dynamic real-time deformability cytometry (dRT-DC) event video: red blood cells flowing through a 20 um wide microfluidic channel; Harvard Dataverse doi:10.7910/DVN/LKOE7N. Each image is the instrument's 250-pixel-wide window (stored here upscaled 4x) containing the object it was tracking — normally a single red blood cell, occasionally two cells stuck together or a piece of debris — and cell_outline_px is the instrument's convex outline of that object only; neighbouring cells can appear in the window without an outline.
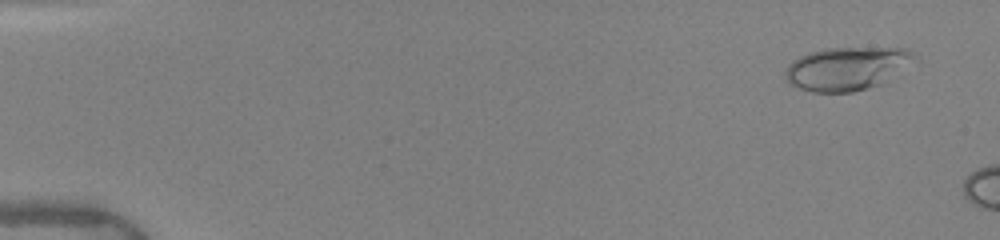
{"species": "human", "species_latin": "Homo sapiens", "temperature_condition": "warm", "stored_images_in_passage": 15, "camera_frame_rate_fps": 3000, "um_per_image_px": 0.085, "donor": {"sex": "female"}, "frame": {"image": 1, "passage_image": 3, "time_ms": 0.667, "image_size_px": [1000, 240], "cell_outline_px": [[920, 60], [880, 84], [868, 88], [852, 92], [812, 92], [800, 88], [792, 84], [784, 76], [784, 72], [788, 64], [792, 60], [800, 56], [824, 48], [908, 48]], "centroid_in_image_um": [72.03, 5.81], "position_along_channel_um": 13.0, "area_um2": 32.71}}